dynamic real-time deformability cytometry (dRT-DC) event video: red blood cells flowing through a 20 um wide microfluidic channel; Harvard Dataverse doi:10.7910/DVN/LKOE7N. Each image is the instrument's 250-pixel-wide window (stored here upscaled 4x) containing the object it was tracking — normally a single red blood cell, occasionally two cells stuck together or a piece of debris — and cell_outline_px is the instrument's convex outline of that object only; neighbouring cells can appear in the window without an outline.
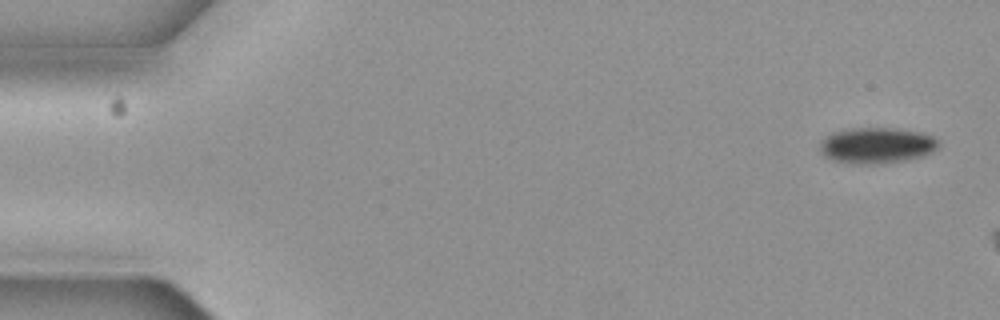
{"species": "common noctule bat (a hibernating species)", "species_latin": "Nyctalus noctula", "temperature_condition": "cold", "stored_images_in_passage": 4, "camera_frame_rate_fps": 3000, "um_per_image_px": 0.085, "animal": {"sex": "female", "body_mass_g": 19.3, "forearm_length_mm": 54.1}, "frame": {"image": 1, "passage_image": 1, "time_ms": 0.0, "image_size_px": [1000, 320], "cell_outline_px": [[940, 144], [932, 152], [924, 156], [908, 160], [876, 164], [848, 164], [832, 160], [824, 156], [820, 152], [820, 144], [832, 132], [852, 128], [888, 128], [920, 132], [932, 136], [940, 140]], "centroid_in_image_um": [74.53, 12.38], "position_along_channel_um": 10.5, "area_um2": 24.97}}